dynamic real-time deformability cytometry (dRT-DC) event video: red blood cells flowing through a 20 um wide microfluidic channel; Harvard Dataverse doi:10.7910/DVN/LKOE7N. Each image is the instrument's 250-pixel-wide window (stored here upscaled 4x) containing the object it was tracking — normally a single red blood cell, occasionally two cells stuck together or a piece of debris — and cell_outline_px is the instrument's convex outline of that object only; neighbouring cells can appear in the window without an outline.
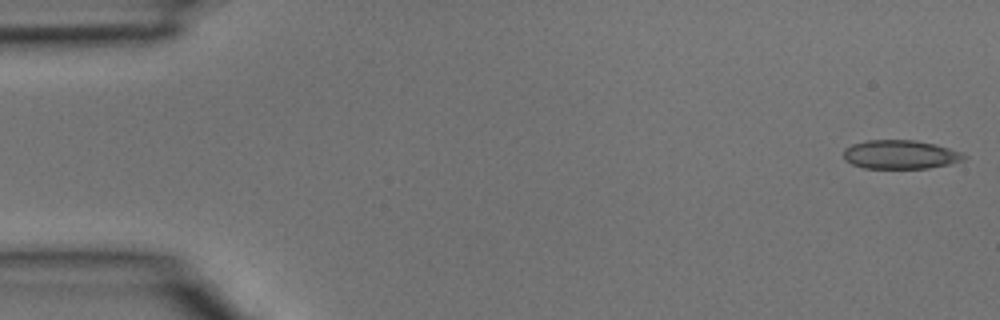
{"species": "common noctule bat (a hibernating species)", "species_latin": "Nyctalus noctula", "temperature_condition": "room temperature", "stored_images_in_passage": 4, "camera_frame_rate_fps": 3000, "um_per_image_px": 0.085, "animal": {"sex": "male", "body_mass_g": 15.6}, "frame": {"image": 1, "passage_image": 1, "time_ms": 0.0, "image_size_px": [1000, 320], "cell_outline_px": [[968, 156], [964, 160], [948, 164], [928, 168], [864, 168], [852, 164], [844, 160], [844, 148], [852, 144], [868, 140], [916, 140], [936, 144], [960, 152]], "centroid_in_image_um": [76.52, 13.13], "position_along_channel_um": 8.5, "area_um2": 20.23}}
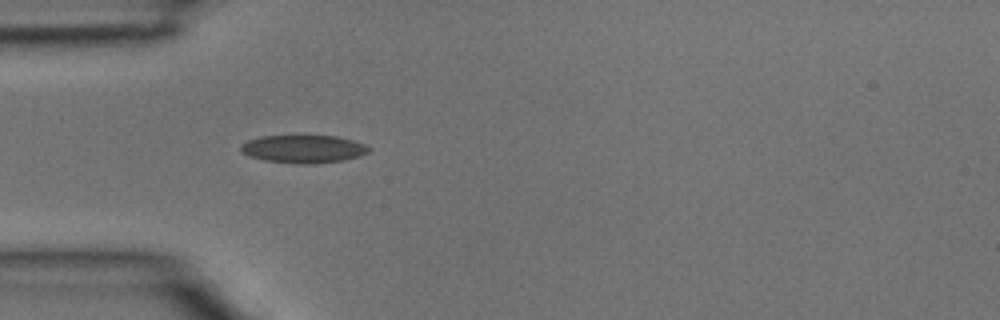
{"frame": {"image": 2, "passage_image": 4, "time_ms": 1.0, "image_size_px": [1000, 320], "cell_outline_px": [[372, 148], [368, 152], [360, 156], [344, 160], [312, 164], [296, 164], [264, 160], [248, 156], [240, 152], [240, 144], [248, 140], [260, 136], [336, 136], [352, 140], [364, 144]], "centroid_in_image_um": [25.76, 12.67], "position_along_channel_um": 59.2, "area_um2": 20.98}}